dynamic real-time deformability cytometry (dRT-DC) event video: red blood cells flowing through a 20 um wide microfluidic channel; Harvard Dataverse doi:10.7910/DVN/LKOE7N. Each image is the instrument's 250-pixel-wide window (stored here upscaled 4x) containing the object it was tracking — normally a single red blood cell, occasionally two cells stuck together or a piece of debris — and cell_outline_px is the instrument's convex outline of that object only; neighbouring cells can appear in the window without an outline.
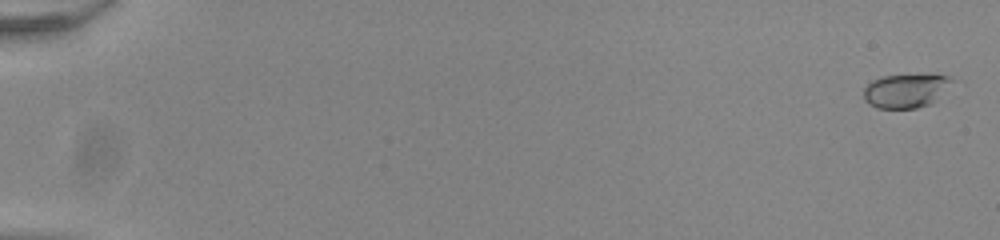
{"species": "common noctule bat (a hibernating species)", "species_latin": "Nyctalus noctula", "temperature_condition": "room temperature", "stored_images_in_passage": 20, "camera_frame_rate_fps": 3000, "um_per_image_px": 0.085, "animal": {"sex": "male", "body_mass_g": 20.0, "forearm_length_mm": 53.3}, "frame": {"image": 1, "passage_image": 2, "time_ms": 0.333, "image_size_px": [1000, 240], "cell_outline_px": [[952, 80], [928, 104], [916, 108], [876, 108], [868, 104], [864, 100], [864, 88], [872, 80], [884, 76], [928, 72], [936, 72], [948, 76]], "centroid_in_image_um": [76.93, 7.65], "position_along_channel_um": 8.1, "area_um2": 17.46}}
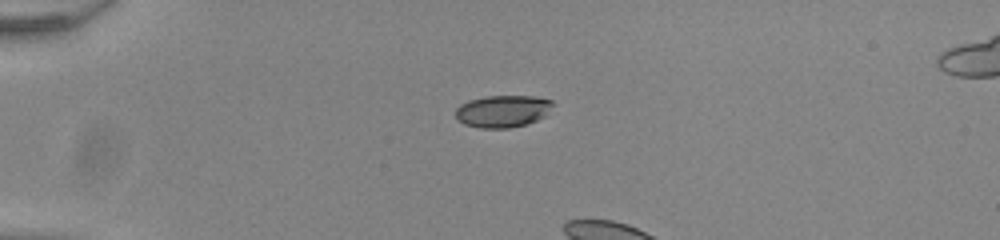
{"frame": {"image": 2, "passage_image": 16, "time_ms": 5.0, "image_size_px": [1000, 240], "cell_outline_px": [[556, 104], [544, 116], [536, 120], [524, 124], [508, 128], [480, 128], [464, 124], [456, 120], [456, 108], [460, 104], [468, 100], [484, 96], [536, 96], [552, 100]], "centroid_in_image_um": [42.72, 9.44], "position_along_channel_um": 42.3, "area_um2": 18.38}}